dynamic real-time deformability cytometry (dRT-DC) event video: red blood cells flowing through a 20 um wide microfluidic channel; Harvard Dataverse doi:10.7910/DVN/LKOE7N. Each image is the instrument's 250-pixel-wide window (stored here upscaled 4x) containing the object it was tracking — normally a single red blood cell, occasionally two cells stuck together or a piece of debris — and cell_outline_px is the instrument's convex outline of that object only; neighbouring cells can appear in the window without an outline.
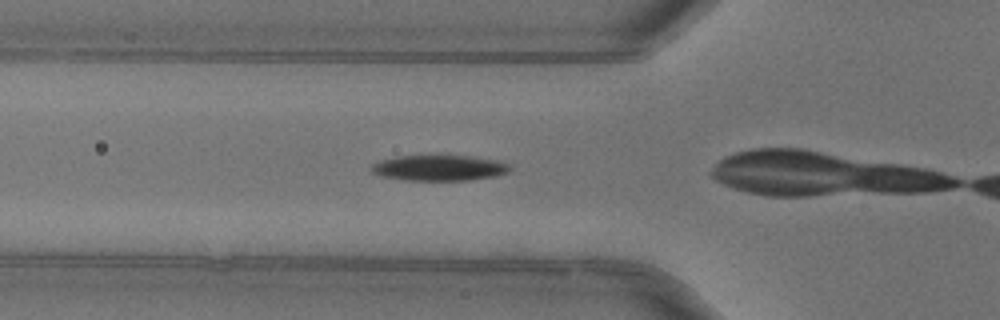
{"species": "common noctule bat (a hibernating species)", "species_latin": "Nyctalus noctula", "temperature_condition": "warm", "stored_images_in_passage": 6, "camera_frame_rate_fps": 3000, "um_per_image_px": 0.085, "animal": {"sex": "female"}, "frame": {"image": 1, "passage_image": 2, "time_ms": 0.333, "image_size_px": [1000, 320], "cell_outline_px": [[512, 168], [508, 172], [496, 176], [468, 180], [404, 180], [380, 176], [372, 172], [372, 164], [380, 160], [400, 156], [468, 156], [496, 160], [508, 164]], "centroid_in_image_um": [37.33, 14.28], "position_along_channel_um": 88.5, "area_um2": 20.52}}